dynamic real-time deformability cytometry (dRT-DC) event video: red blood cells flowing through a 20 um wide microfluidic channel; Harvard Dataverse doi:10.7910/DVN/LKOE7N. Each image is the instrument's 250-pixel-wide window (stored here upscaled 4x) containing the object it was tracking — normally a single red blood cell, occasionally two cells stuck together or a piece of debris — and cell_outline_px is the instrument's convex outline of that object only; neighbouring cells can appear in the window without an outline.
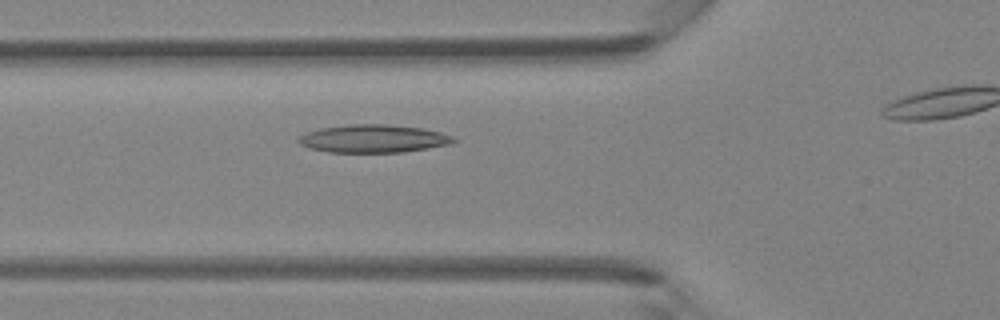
{"species": "Egyptian fruit bat (a non-hibernating species)", "species_latin": "Rousettus aegyptiacus", "temperature_condition": "room temperature", "stored_images_in_passage": 25, "camera_frame_rate_fps": 3000, "um_per_image_px": 0.085, "animal": {"sex": "female"}, "frame": {"image": 1, "passage_image": 3, "time_ms": 0.667, "image_size_px": [1000, 320], "cell_outline_px": [[456, 140], [452, 144], [404, 152], [328, 152], [308, 148], [300, 144], [296, 140], [300, 136], [308, 132], [320, 128], [348, 124], [388, 124], [420, 128], [440, 132], [452, 136]], "centroid_in_image_um": [31.72, 11.78], "position_along_channel_um": 94.1, "area_um2": 25.26}}
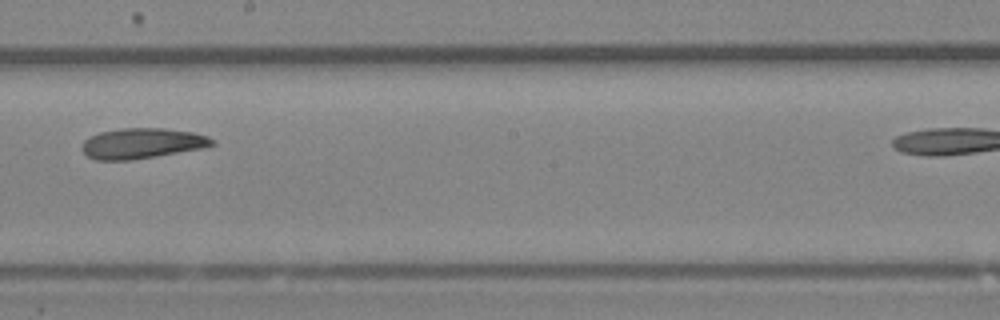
{"frame": {"image": 2, "passage_image": 13, "time_ms": 4.0, "image_size_px": [1000, 320], "cell_outline_px": [[216, 144], [204, 148], [132, 160], [96, 160], [88, 156], [80, 148], [84, 140], [88, 136], [100, 132], [120, 128], [164, 128], [192, 132], [208, 136], [216, 140]], "centroid_in_image_um": [12.08, 12.18], "position_along_channel_um": 236.1, "area_um2": 23.29}}
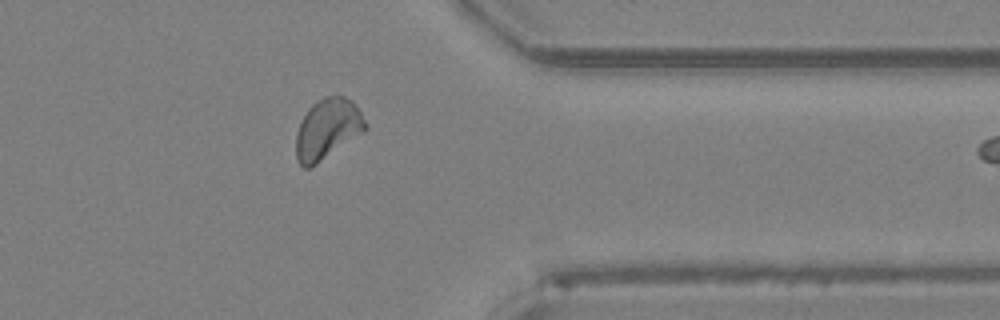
{"frame": {"image": 3, "passage_image": 24, "time_ms": 7.667, "image_size_px": [1000, 320], "cell_outline_px": [[368, 128], [364, 132], [316, 164], [308, 168], [304, 168], [296, 160], [296, 132], [308, 108], [316, 100], [324, 96], [344, 96], [352, 100], [368, 124]], "centroid_in_image_um": [27.84, 10.95], "position_along_channel_um": 383.6, "area_um2": 24.45}}